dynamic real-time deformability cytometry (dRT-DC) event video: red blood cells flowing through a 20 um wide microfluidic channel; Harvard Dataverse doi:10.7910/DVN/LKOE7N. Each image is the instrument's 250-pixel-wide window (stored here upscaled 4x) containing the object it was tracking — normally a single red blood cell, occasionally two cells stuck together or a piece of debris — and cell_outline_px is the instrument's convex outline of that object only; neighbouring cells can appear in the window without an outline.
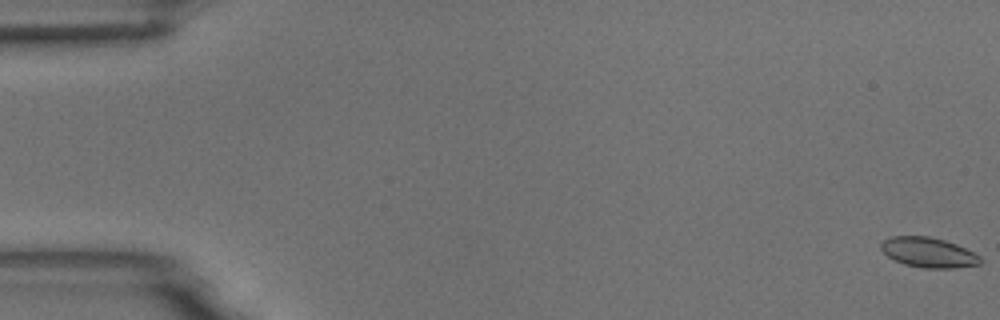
{"species": "common noctule bat (a hibernating species)", "species_latin": "Nyctalus noctula", "temperature_condition": "room temperature", "stored_images_in_passage": 7, "camera_frame_rate_fps": 3000, "um_per_image_px": 0.085, "animal": {"sex": "male", "body_mass_g": 18.8}, "frame": {"image": 1, "passage_image": 1, "time_ms": 0.0, "image_size_px": [1000, 320], "cell_outline_px": [[980, 264], [956, 268], [924, 268], [904, 264], [888, 256], [880, 248], [880, 244], [884, 240], [892, 236], [928, 236], [944, 240], [956, 244], [980, 256]], "centroid_in_image_um": [78.91, 21.46], "position_along_channel_um": 6.1, "area_um2": 17.17}}
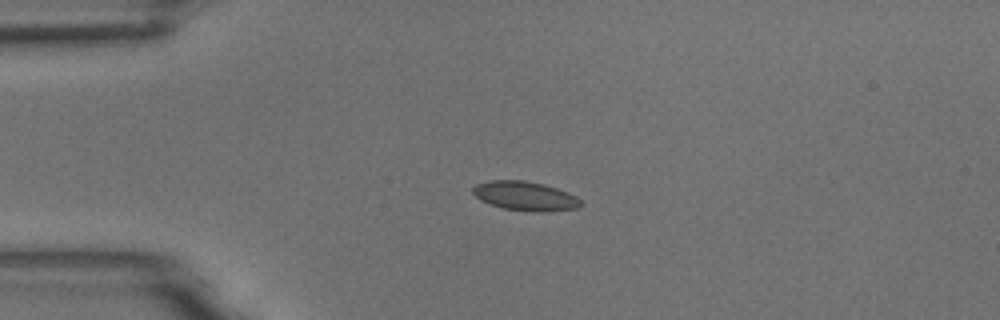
{"frame": {"image": 2, "passage_image": 5, "time_ms": 1.333, "image_size_px": [1000, 320], "cell_outline_px": [[584, 204], [580, 208], [544, 212], [532, 212], [504, 208], [480, 200], [472, 192], [472, 188], [476, 184], [492, 180], [524, 180], [544, 184], [568, 192], [576, 196]], "centroid_in_image_um": [44.68, 16.66], "position_along_channel_um": 40.3, "area_um2": 18.44}}